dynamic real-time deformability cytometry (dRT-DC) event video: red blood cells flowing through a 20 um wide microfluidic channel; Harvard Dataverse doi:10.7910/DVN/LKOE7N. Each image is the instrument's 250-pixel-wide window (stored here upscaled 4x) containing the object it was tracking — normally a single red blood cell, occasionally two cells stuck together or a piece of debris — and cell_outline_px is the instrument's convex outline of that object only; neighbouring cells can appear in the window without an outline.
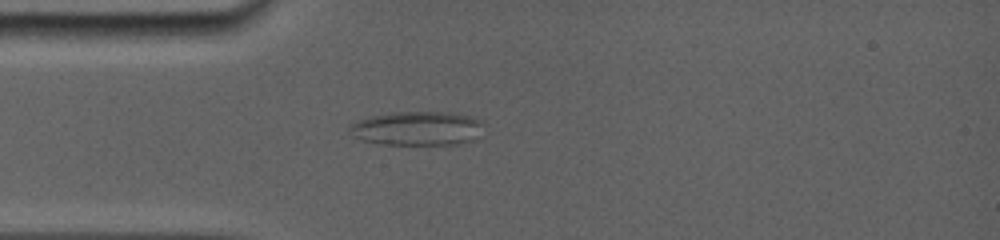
{"species": "common noctule bat (a hibernating species)", "species_latin": "Nyctalus noctula", "temperature_condition": "room temperature", "stored_images_in_passage": 2, "camera_frame_rate_fps": 5000, "um_per_image_px": 0.085, "animal": {"sex": "female", "body_mass_g": 19.0, "forearm_length_mm": 56.7}, "frame": {"image": 1, "passage_image": 2, "time_ms": 1.4, "image_size_px": [1000, 240], "cell_outline_px": [[484, 124], [480, 136], [476, 140], [460, 144], [380, 144], [364, 140], [352, 136], [348, 128], [348, 124], [356, 120], [368, 116], [392, 112], [452, 112], [468, 116], [480, 120]], "centroid_in_image_um": [35.46, 10.91], "position_along_channel_um": 49.5, "area_um2": 27.05}}